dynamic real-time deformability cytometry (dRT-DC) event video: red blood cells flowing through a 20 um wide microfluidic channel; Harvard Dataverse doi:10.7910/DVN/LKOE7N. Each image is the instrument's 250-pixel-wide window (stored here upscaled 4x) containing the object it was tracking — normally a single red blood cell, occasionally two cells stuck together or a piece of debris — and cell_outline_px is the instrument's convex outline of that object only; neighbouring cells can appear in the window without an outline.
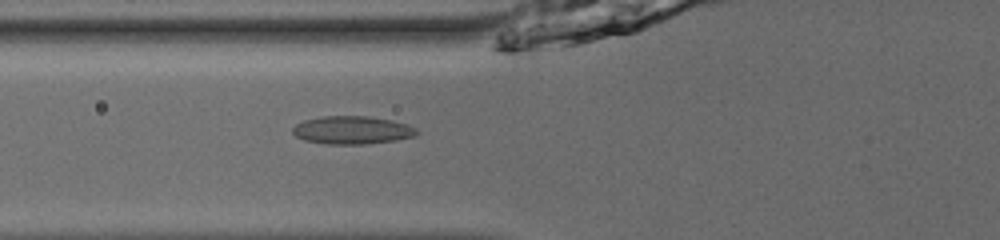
{"species": "common noctule bat (a hibernating species)", "species_latin": "Nyctalus noctula", "temperature_condition": "room temperature", "stored_images_in_passage": 53, "camera_frame_rate_fps": 3000, "um_per_image_px": 0.085, "animal": {"sex": "male", "body_mass_g": 13.0, "forearm_length_mm": 53.1}, "frame": {"image": 1, "passage_image": 22, "time_ms": 7.0, "image_size_px": [1000, 240], "cell_outline_px": [[420, 132], [416, 136], [396, 140], [364, 144], [328, 144], [304, 140], [296, 136], [292, 132], [292, 128], [296, 124], [304, 120], [320, 116], [368, 116], [392, 120], [408, 124], [416, 128]], "centroid_in_image_um": [29.95, 11.05], "position_along_channel_um": 95.8, "area_um2": 20.4}}
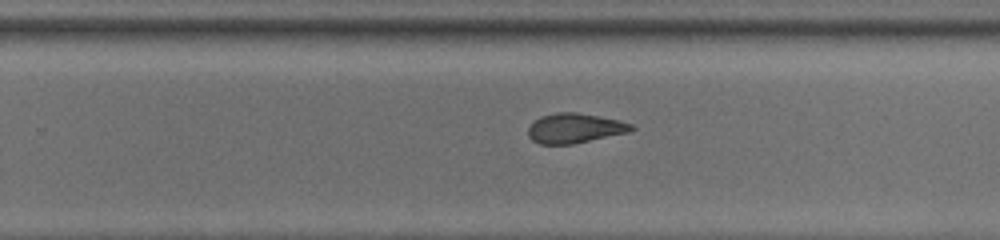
{"frame": {"image": 2, "passage_image": 36, "time_ms": 11.667, "image_size_px": [1000, 240], "cell_outline_px": [[636, 128], [628, 132], [572, 144], [540, 144], [532, 140], [528, 136], [528, 128], [540, 116], [556, 112], [576, 112], [620, 120], [632, 124]], "centroid_in_image_um": [48.85, 10.89], "position_along_channel_um": 281.0, "area_um2": 17.8}}
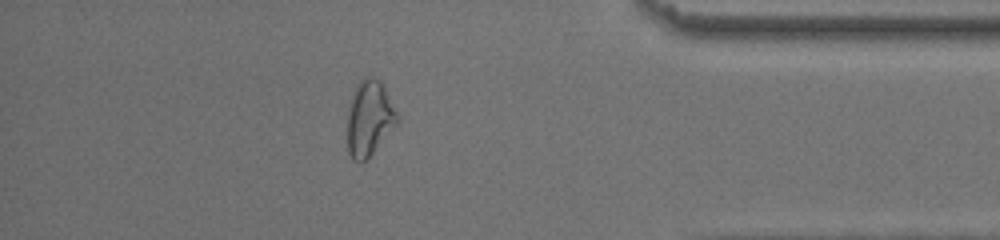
{"frame": {"image": 3, "passage_image": 47, "time_ms": 15.333, "image_size_px": [1000, 240], "cell_outline_px": [[400, 120], [368, 160], [360, 164], [352, 160], [348, 152], [348, 104], [356, 84], [364, 76], [372, 76], [380, 80], [400, 116]], "centroid_in_image_um": [31.4, 10.07], "position_along_channel_um": 403.8, "area_um2": 22.48}, "authors_computed_cell_mechanics": {"area_um2": 19.7676, "velocity_mm_per_s": 3.9558, "shape_relaxation_time_tau1_ms": null, "shape_relaxation_time_tau2_ms": 1.7259, "deformation_change_tau1": null, "deformation_change_tau2": 0.0667}}